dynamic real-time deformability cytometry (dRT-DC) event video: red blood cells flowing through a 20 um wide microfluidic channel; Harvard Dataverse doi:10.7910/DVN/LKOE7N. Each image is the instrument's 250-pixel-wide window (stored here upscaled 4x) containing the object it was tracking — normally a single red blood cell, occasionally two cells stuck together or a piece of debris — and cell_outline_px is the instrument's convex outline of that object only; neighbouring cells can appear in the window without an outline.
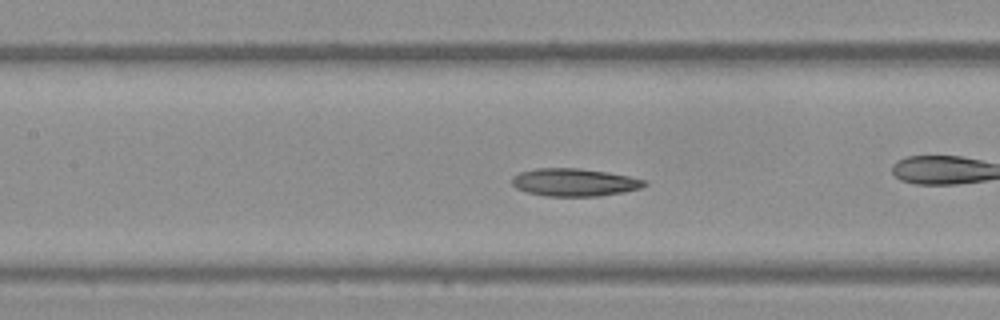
{"species": "Egyptian fruit bat (a non-hibernating species)", "species_latin": "Rousettus aegyptiacus", "temperature_condition": "warm", "stored_images_in_passage": 54, "camera_frame_rate_fps": 3000, "um_per_image_px": 0.085, "frame": {"image": 1, "passage_image": 24, "time_ms": 7.667, "image_size_px": [1000, 320], "cell_outline_px": [[648, 184], [640, 188], [624, 192], [600, 196], [544, 196], [528, 192], [516, 188], [512, 184], [512, 176], [520, 172], [536, 168], [580, 168], [608, 172], [648, 180]], "centroid_in_image_um": [48.84, 15.49], "position_along_channel_um": 158.6, "area_um2": 21.56}, "authors_computed_cell_mechanics": {"area_um2": 21.9929, "velocity_mm_per_s": 3.8366, "shape_relaxation_time_tau1_ms": null, "shape_relaxation_time_tau2_ms": 4.248, "deformation_change_tau1": null, "deformation_change_tau2": 0.096}}